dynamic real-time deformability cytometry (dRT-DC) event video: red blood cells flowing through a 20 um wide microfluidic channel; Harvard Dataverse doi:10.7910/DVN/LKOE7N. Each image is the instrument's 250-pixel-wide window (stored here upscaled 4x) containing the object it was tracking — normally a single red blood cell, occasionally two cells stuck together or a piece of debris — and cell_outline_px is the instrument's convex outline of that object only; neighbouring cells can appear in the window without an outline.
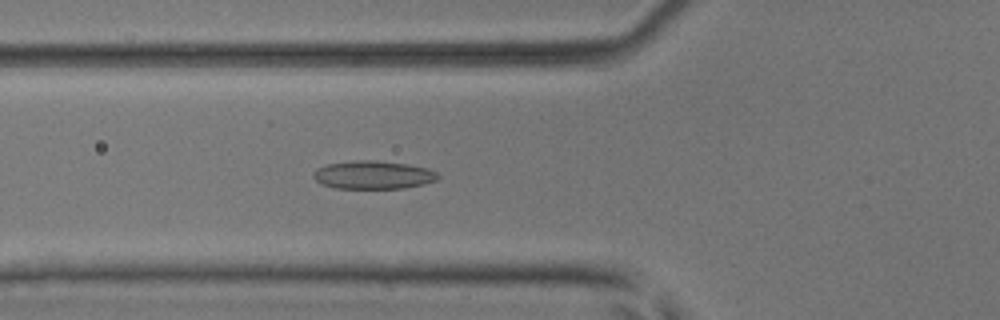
{"species": "common noctule bat (a hibernating species)", "species_latin": "Nyctalus noctula", "temperature_condition": "room temperature", "stored_images_in_passage": 36, "camera_frame_rate_fps": 3000, "um_per_image_px": 0.085, "animal": {"sex": "male", "body_mass_g": 17.9, "forearm_length_mm": 54.2}, "frame": {"image": 1, "passage_image": 19, "time_ms": 6.0, "image_size_px": [1000, 320], "cell_outline_px": [[440, 176], [436, 180], [424, 184], [404, 188], [336, 188], [320, 184], [312, 176], [312, 172], [316, 168], [328, 164], [356, 160], [376, 160], [408, 164], [428, 168], [436, 172]], "centroid_in_image_um": [31.71, 14.86], "position_along_channel_um": 94.1, "area_um2": 20.58}}
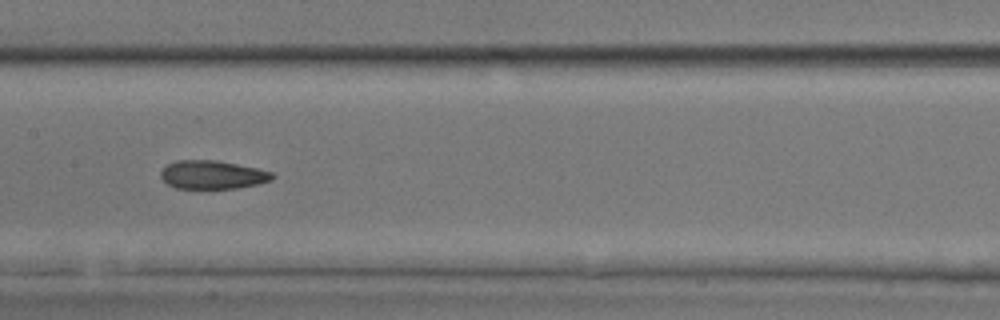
{"frame": {"image": 2, "passage_image": 26, "time_ms": 8.333, "image_size_px": [1000, 320], "cell_outline_px": [[276, 176], [272, 180], [256, 184], [236, 188], [176, 188], [168, 184], [160, 176], [160, 172], [168, 164], [176, 160], [216, 160], [256, 168], [272, 172]], "centroid_in_image_um": [18.06, 14.85], "position_along_channel_um": 189.3, "area_um2": 18.32}}
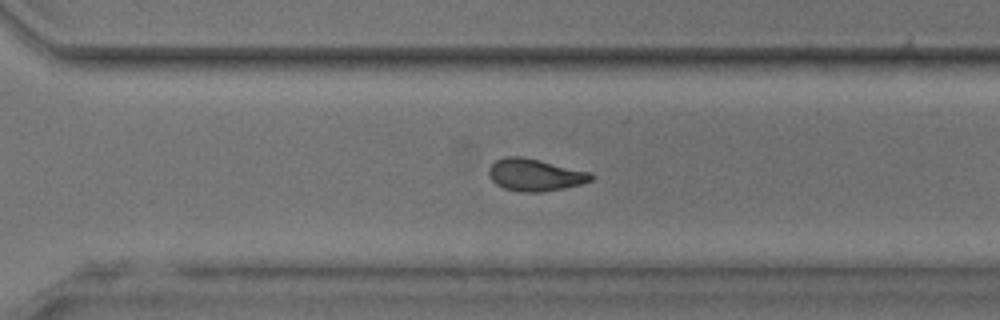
{"frame": {"image": 3, "passage_image": 36, "time_ms": 11.667, "image_size_px": [1000, 320], "cell_outline_px": [[596, 176], [592, 180], [580, 184], [564, 188], [540, 192], [524, 192], [504, 188], [496, 184], [488, 176], [488, 168], [496, 160], [504, 156], [520, 156], [540, 160], [592, 172]], "centroid_in_image_um": [45.48, 14.85], "position_along_channel_um": 325.1, "area_um2": 19.31}}